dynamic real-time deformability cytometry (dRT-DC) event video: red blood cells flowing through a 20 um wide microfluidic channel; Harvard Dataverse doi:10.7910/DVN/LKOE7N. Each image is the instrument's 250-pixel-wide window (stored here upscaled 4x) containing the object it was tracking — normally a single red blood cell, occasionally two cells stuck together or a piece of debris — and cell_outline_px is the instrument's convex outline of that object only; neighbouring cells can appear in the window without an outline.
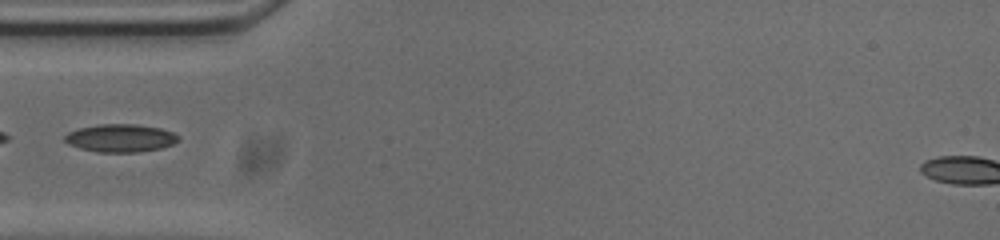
{"species": "common noctule bat (a hibernating species)", "species_latin": "Nyctalus noctula", "temperature_condition": "cold", "stored_images_in_passage": 36, "camera_frame_rate_fps": 3000, "um_per_image_px": 0.085, "animal": {"sex": "male", "body_mass_g": 20.0, "forearm_length_mm": 53.3}, "frame": {"image": 1, "passage_image": 1, "time_ms": 0.0, "image_size_px": [1000, 240], "cell_outline_px": [[180, 140], [172, 144], [160, 148], [136, 152], [96, 152], [80, 148], [68, 144], [64, 140], [64, 136], [68, 132], [80, 128], [100, 124], [136, 124], [160, 128], [172, 132], [180, 136]], "centroid_in_image_um": [10.24, 11.73], "position_along_channel_um": 74.8, "area_um2": 18.44}}